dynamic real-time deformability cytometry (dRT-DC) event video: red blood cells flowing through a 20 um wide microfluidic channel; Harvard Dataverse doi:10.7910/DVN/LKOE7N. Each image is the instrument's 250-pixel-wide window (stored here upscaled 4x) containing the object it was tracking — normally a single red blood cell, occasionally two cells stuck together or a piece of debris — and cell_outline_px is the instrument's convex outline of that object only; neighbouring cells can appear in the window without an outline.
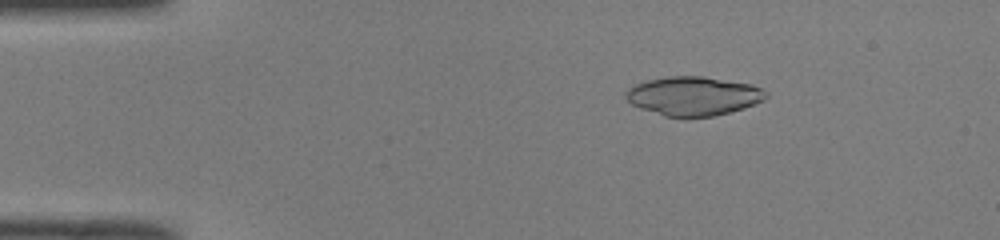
{"species": "common noctule bat (a hibernating species)", "species_latin": "Nyctalus noctula", "temperature_condition": "room temperature", "stored_images_in_passage": 50, "camera_frame_rate_fps": 3000, "um_per_image_px": 0.085, "animal": {"sex": "male", "body_mass_g": 19.0, "forearm_length_mm": 50.8}, "frame": {"image": 1, "passage_image": 8, "time_ms": 2.333, "image_size_px": [1000, 240], "cell_outline_px": [[768, 96], [764, 100], [744, 108], [712, 116], [684, 120], [664, 116], [640, 108], [632, 104], [624, 96], [624, 92], [628, 88], [636, 84], [648, 80], [668, 76], [704, 76], [752, 84], [768, 92]], "centroid_in_image_um": [58.93, 8.18], "position_along_channel_um": 26.1, "area_um2": 32.37}}